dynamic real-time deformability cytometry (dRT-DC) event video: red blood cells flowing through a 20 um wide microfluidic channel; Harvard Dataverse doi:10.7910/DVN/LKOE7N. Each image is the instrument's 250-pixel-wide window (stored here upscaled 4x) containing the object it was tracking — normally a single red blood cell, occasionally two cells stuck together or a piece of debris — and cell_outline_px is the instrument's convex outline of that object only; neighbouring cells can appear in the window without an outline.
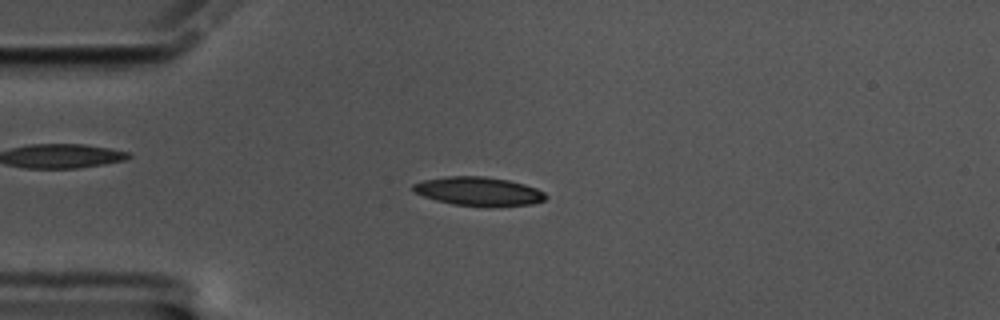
{"species": "common noctule bat (a hibernating species)", "species_latin": "Nyctalus noctula", "temperature_condition": "cold", "stored_images_in_passage": 58, "camera_frame_rate_fps": 3000, "um_per_image_px": 0.085, "animal": {"sex": "male", "body_mass_g": 17.5, "forearm_length_mm": 52.3}, "frame": {"image": 1, "passage_image": 14, "time_ms": 4.333, "image_size_px": [1000, 320], "cell_outline_px": [[548, 196], [544, 200], [532, 204], [452, 204], [436, 200], [412, 192], [412, 184], [424, 180], [448, 176], [484, 176], [508, 180], [524, 184], [536, 188], [544, 192]], "centroid_in_image_um": [40.63, 16.22], "position_along_channel_um": 44.4, "area_um2": 21.44}}
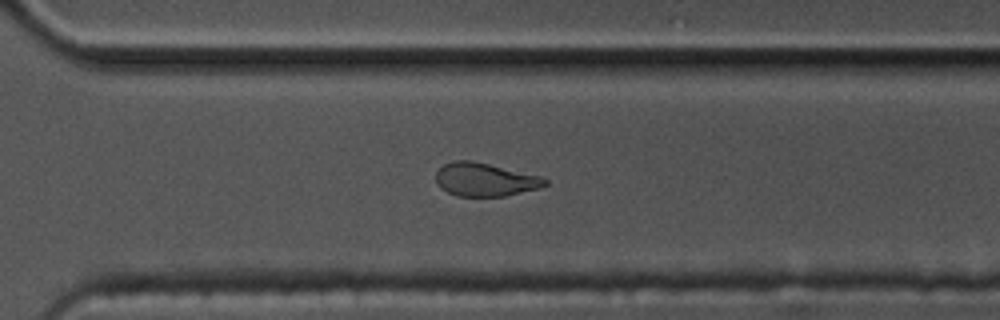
{"frame": {"image": 2, "passage_image": 41, "time_ms": 13.333, "image_size_px": [1000, 320], "cell_outline_px": [[548, 184], [540, 188], [504, 196], [456, 196], [440, 188], [436, 184], [436, 172], [444, 164], [452, 160], [472, 160], [540, 176], [548, 180]], "centroid_in_image_um": [41.2, 15.26], "position_along_channel_um": 329.4, "area_um2": 21.21}}
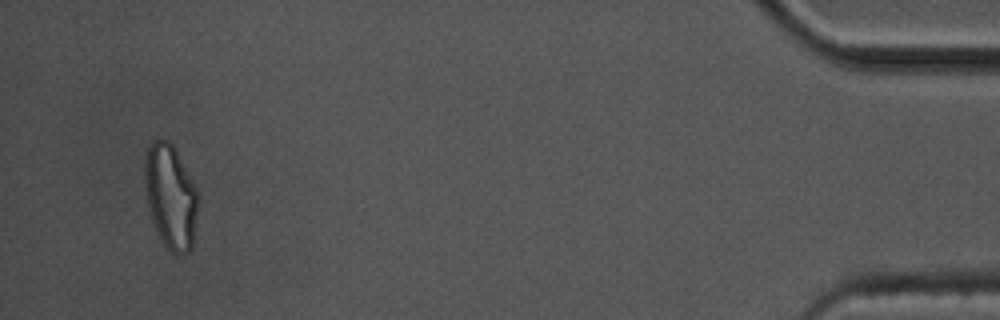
{"frame": {"image": 3, "passage_image": 56, "time_ms": 18.333, "image_size_px": [1000, 320], "cell_outline_px": [[196, 212], [192, 248], [184, 256], [176, 256], [164, 244], [152, 220], [148, 208], [144, 184], [144, 160], [148, 148], [152, 140], [168, 140], [172, 144], [196, 188]], "centroid_in_image_um": [14.46, 16.72], "position_along_channel_um": 420.7, "area_um2": 31.96}, "authors_computed_cell_mechanics": {"area_um2": 21.964, "velocity_mm_per_s": 3.3798, "shape_relaxation_time_tau1_ms": 6.0353, "shape_relaxation_time_tau2_ms": 4.0724, "deformation_change_tau1": 0.1573, "deformation_change_tau2": 0.108}}